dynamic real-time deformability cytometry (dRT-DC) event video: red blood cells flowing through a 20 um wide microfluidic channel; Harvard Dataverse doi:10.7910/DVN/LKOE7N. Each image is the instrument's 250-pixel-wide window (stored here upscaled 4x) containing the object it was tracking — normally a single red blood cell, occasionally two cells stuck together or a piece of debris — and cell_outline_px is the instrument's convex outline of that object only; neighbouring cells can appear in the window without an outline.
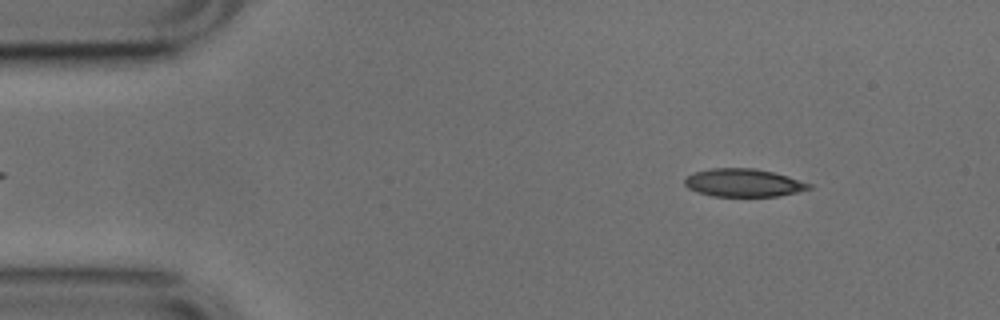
{"species": "common noctule bat (a hibernating species)", "species_latin": "Nyctalus noctula", "temperature_condition": "cold", "stored_images_in_passage": 50, "camera_frame_rate_fps": 3000, "um_per_image_px": 0.085, "animal": {"sex": "male", "body_mass_g": 17.9, "forearm_length_mm": 54.2}, "frame": {"image": 1, "passage_image": 4, "time_ms": 1.0, "image_size_px": [1000, 320], "cell_outline_px": [[812, 188], [796, 192], [776, 196], [712, 196], [688, 188], [684, 184], [684, 180], [688, 176], [696, 172], [712, 168], [756, 168], [788, 176], [812, 184]], "centroid_in_image_um": [63.21, 15.53], "position_along_channel_um": 21.8, "area_um2": 20.06}}
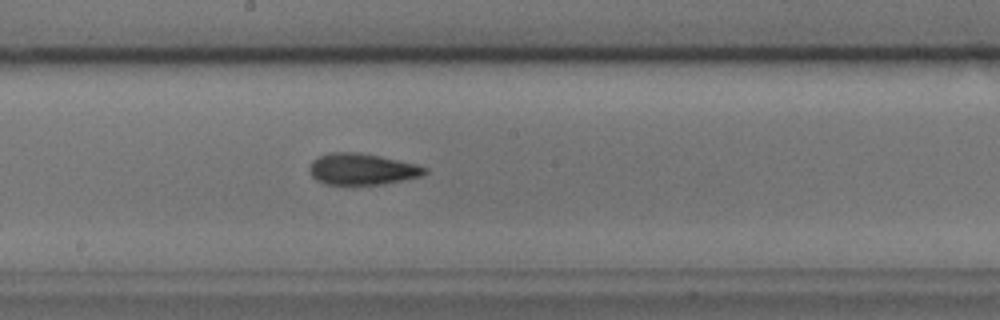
{"frame": {"image": 2, "passage_image": 25, "time_ms": 8.0, "image_size_px": [1000, 320], "cell_outline_px": [[428, 172], [420, 176], [384, 184], [324, 184], [316, 180], [308, 172], [308, 168], [312, 160], [328, 152], [356, 152], [416, 164], [428, 168]], "centroid_in_image_um": [30.72, 14.38], "position_along_channel_um": 217.5, "area_um2": 20.92}}
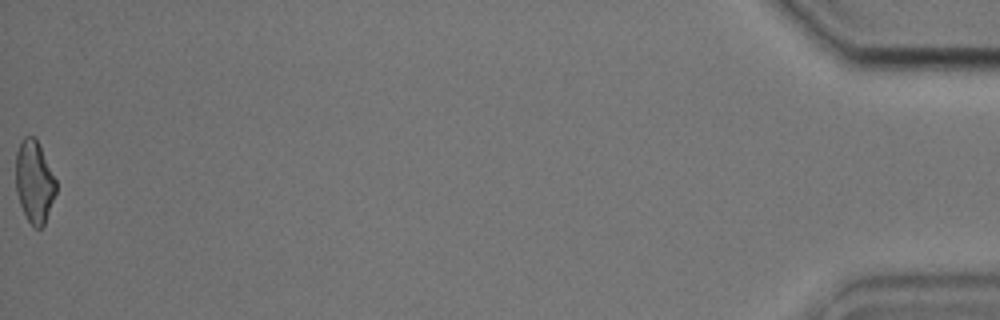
{"frame": {"image": 3, "passage_image": 50, "time_ms": 16.333, "image_size_px": [1000, 320], "cell_outline_px": [[56, 192], [44, 224], [40, 228], [36, 228], [28, 220], [20, 204], [16, 192], [16, 152], [20, 140], [24, 136], [36, 136], [56, 180]], "centroid_in_image_um": [2.91, 15.39], "position_along_channel_um": 432.3, "area_um2": 19.25}, "authors_computed_cell_mechanics": {"area_um2": 20.5768, "velocity_mm_per_s": 3.791, "shape_relaxation_time_tau1_ms": 2.9034, "shape_relaxation_time_tau2_ms": 2.7194, "deformation_change_tau1": 0.1395, "deformation_change_tau2": 0.1238}}